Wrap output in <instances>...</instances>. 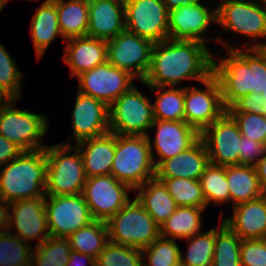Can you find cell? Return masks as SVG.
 I'll return each mask as SVG.
<instances>
[{"mask_svg": "<svg viewBox=\"0 0 266 266\" xmlns=\"http://www.w3.org/2000/svg\"><path fill=\"white\" fill-rule=\"evenodd\" d=\"M213 56L202 42L168 38L153 45L150 68L142 82L172 87L185 80L200 83L213 74Z\"/></svg>", "mask_w": 266, "mask_h": 266, "instance_id": "6da1fadb", "label": "cell"}, {"mask_svg": "<svg viewBox=\"0 0 266 266\" xmlns=\"http://www.w3.org/2000/svg\"><path fill=\"white\" fill-rule=\"evenodd\" d=\"M211 39L222 44L226 51L225 57L213 56V74L219 80L225 108L247 94H263L266 91V48L237 47L222 37Z\"/></svg>", "mask_w": 266, "mask_h": 266, "instance_id": "7a4b0ae2", "label": "cell"}, {"mask_svg": "<svg viewBox=\"0 0 266 266\" xmlns=\"http://www.w3.org/2000/svg\"><path fill=\"white\" fill-rule=\"evenodd\" d=\"M47 157L45 148L22 151L0 168V198L15 201L45 197Z\"/></svg>", "mask_w": 266, "mask_h": 266, "instance_id": "3957f363", "label": "cell"}, {"mask_svg": "<svg viewBox=\"0 0 266 266\" xmlns=\"http://www.w3.org/2000/svg\"><path fill=\"white\" fill-rule=\"evenodd\" d=\"M45 194L48 196L77 195L83 192L86 175L80 151L75 145H47Z\"/></svg>", "mask_w": 266, "mask_h": 266, "instance_id": "277c9868", "label": "cell"}, {"mask_svg": "<svg viewBox=\"0 0 266 266\" xmlns=\"http://www.w3.org/2000/svg\"><path fill=\"white\" fill-rule=\"evenodd\" d=\"M216 20L225 32L230 31L250 40V44L246 41L242 45L243 48H266V40H262L266 39V4L256 0H219Z\"/></svg>", "mask_w": 266, "mask_h": 266, "instance_id": "5b68a950", "label": "cell"}, {"mask_svg": "<svg viewBox=\"0 0 266 266\" xmlns=\"http://www.w3.org/2000/svg\"><path fill=\"white\" fill-rule=\"evenodd\" d=\"M111 175L133 191L155 177L147 136L115 134V155Z\"/></svg>", "mask_w": 266, "mask_h": 266, "instance_id": "8992f818", "label": "cell"}, {"mask_svg": "<svg viewBox=\"0 0 266 266\" xmlns=\"http://www.w3.org/2000/svg\"><path fill=\"white\" fill-rule=\"evenodd\" d=\"M106 223L109 241L113 243L143 250L160 237V226L136 198L130 199Z\"/></svg>", "mask_w": 266, "mask_h": 266, "instance_id": "52a82bcc", "label": "cell"}, {"mask_svg": "<svg viewBox=\"0 0 266 266\" xmlns=\"http://www.w3.org/2000/svg\"><path fill=\"white\" fill-rule=\"evenodd\" d=\"M18 99H11L0 106V135L14 142L22 151L46 148L43 138L49 128L47 116L17 109Z\"/></svg>", "mask_w": 266, "mask_h": 266, "instance_id": "ba28073f", "label": "cell"}, {"mask_svg": "<svg viewBox=\"0 0 266 266\" xmlns=\"http://www.w3.org/2000/svg\"><path fill=\"white\" fill-rule=\"evenodd\" d=\"M136 84L109 106V129L117 135L147 136L155 121L152 101Z\"/></svg>", "mask_w": 266, "mask_h": 266, "instance_id": "9c48e42d", "label": "cell"}, {"mask_svg": "<svg viewBox=\"0 0 266 266\" xmlns=\"http://www.w3.org/2000/svg\"><path fill=\"white\" fill-rule=\"evenodd\" d=\"M200 85L203 88L196 84L186 85L184 96V121L199 133L227 111L219 80L214 74L201 81Z\"/></svg>", "mask_w": 266, "mask_h": 266, "instance_id": "30bf717a", "label": "cell"}, {"mask_svg": "<svg viewBox=\"0 0 266 266\" xmlns=\"http://www.w3.org/2000/svg\"><path fill=\"white\" fill-rule=\"evenodd\" d=\"M133 190L113 175H99L86 179L82 195L94 220L107 222L131 198Z\"/></svg>", "mask_w": 266, "mask_h": 266, "instance_id": "8fae6325", "label": "cell"}, {"mask_svg": "<svg viewBox=\"0 0 266 266\" xmlns=\"http://www.w3.org/2000/svg\"><path fill=\"white\" fill-rule=\"evenodd\" d=\"M153 45L151 41L125 29L107 41V61L142 82L150 68Z\"/></svg>", "mask_w": 266, "mask_h": 266, "instance_id": "7c38bea8", "label": "cell"}, {"mask_svg": "<svg viewBox=\"0 0 266 266\" xmlns=\"http://www.w3.org/2000/svg\"><path fill=\"white\" fill-rule=\"evenodd\" d=\"M125 28L152 43L169 38L168 16L163 0H124Z\"/></svg>", "mask_w": 266, "mask_h": 266, "instance_id": "4fadbf2b", "label": "cell"}, {"mask_svg": "<svg viewBox=\"0 0 266 266\" xmlns=\"http://www.w3.org/2000/svg\"><path fill=\"white\" fill-rule=\"evenodd\" d=\"M45 210L51 237L67 238L94 221L84 196H45Z\"/></svg>", "mask_w": 266, "mask_h": 266, "instance_id": "5bb4252c", "label": "cell"}, {"mask_svg": "<svg viewBox=\"0 0 266 266\" xmlns=\"http://www.w3.org/2000/svg\"><path fill=\"white\" fill-rule=\"evenodd\" d=\"M77 91L110 106L137 81L129 72L118 69L108 61L77 76Z\"/></svg>", "mask_w": 266, "mask_h": 266, "instance_id": "9a60e30c", "label": "cell"}, {"mask_svg": "<svg viewBox=\"0 0 266 266\" xmlns=\"http://www.w3.org/2000/svg\"><path fill=\"white\" fill-rule=\"evenodd\" d=\"M241 133L237 122L226 111L200 133L211 164L239 165Z\"/></svg>", "mask_w": 266, "mask_h": 266, "instance_id": "2e32d148", "label": "cell"}, {"mask_svg": "<svg viewBox=\"0 0 266 266\" xmlns=\"http://www.w3.org/2000/svg\"><path fill=\"white\" fill-rule=\"evenodd\" d=\"M205 0L194 4L181 5L169 11V39L197 41L207 45L206 33L213 24H217L216 6L213 9L206 5Z\"/></svg>", "mask_w": 266, "mask_h": 266, "instance_id": "e0dca14e", "label": "cell"}, {"mask_svg": "<svg viewBox=\"0 0 266 266\" xmlns=\"http://www.w3.org/2000/svg\"><path fill=\"white\" fill-rule=\"evenodd\" d=\"M152 129L155 130L153 139L150 135ZM147 138L152 161L156 168L162 161L175 157L194 145L200 139V133L185 121L155 119Z\"/></svg>", "mask_w": 266, "mask_h": 266, "instance_id": "ac0fdd59", "label": "cell"}, {"mask_svg": "<svg viewBox=\"0 0 266 266\" xmlns=\"http://www.w3.org/2000/svg\"><path fill=\"white\" fill-rule=\"evenodd\" d=\"M71 116L73 135L60 143L75 145L80 141L99 137L110 132L109 106L101 100L77 91ZM71 141L73 143H70Z\"/></svg>", "mask_w": 266, "mask_h": 266, "instance_id": "d6986e66", "label": "cell"}, {"mask_svg": "<svg viewBox=\"0 0 266 266\" xmlns=\"http://www.w3.org/2000/svg\"><path fill=\"white\" fill-rule=\"evenodd\" d=\"M8 230L29 244L35 239H37L36 246L45 241L50 236L45 197L23 199L10 203Z\"/></svg>", "mask_w": 266, "mask_h": 266, "instance_id": "ffe728a7", "label": "cell"}, {"mask_svg": "<svg viewBox=\"0 0 266 266\" xmlns=\"http://www.w3.org/2000/svg\"><path fill=\"white\" fill-rule=\"evenodd\" d=\"M220 219L242 240L266 237V195L232 207V215Z\"/></svg>", "mask_w": 266, "mask_h": 266, "instance_id": "44dd1931", "label": "cell"}, {"mask_svg": "<svg viewBox=\"0 0 266 266\" xmlns=\"http://www.w3.org/2000/svg\"><path fill=\"white\" fill-rule=\"evenodd\" d=\"M63 62L70 69L71 79L107 61V41L89 36L65 40Z\"/></svg>", "mask_w": 266, "mask_h": 266, "instance_id": "7402d4cb", "label": "cell"}, {"mask_svg": "<svg viewBox=\"0 0 266 266\" xmlns=\"http://www.w3.org/2000/svg\"><path fill=\"white\" fill-rule=\"evenodd\" d=\"M125 29L124 0H89L87 36L108 41Z\"/></svg>", "mask_w": 266, "mask_h": 266, "instance_id": "603a6c76", "label": "cell"}, {"mask_svg": "<svg viewBox=\"0 0 266 266\" xmlns=\"http://www.w3.org/2000/svg\"><path fill=\"white\" fill-rule=\"evenodd\" d=\"M209 164L206 147L203 141L199 139L187 150L162 161L155 168V177L199 180Z\"/></svg>", "mask_w": 266, "mask_h": 266, "instance_id": "cb8c5ba5", "label": "cell"}, {"mask_svg": "<svg viewBox=\"0 0 266 266\" xmlns=\"http://www.w3.org/2000/svg\"><path fill=\"white\" fill-rule=\"evenodd\" d=\"M82 157L87 178L111 174L115 155V134L108 132L75 144Z\"/></svg>", "mask_w": 266, "mask_h": 266, "instance_id": "d4e9b609", "label": "cell"}, {"mask_svg": "<svg viewBox=\"0 0 266 266\" xmlns=\"http://www.w3.org/2000/svg\"><path fill=\"white\" fill-rule=\"evenodd\" d=\"M134 192L135 198L159 226L166 221L178 207L167 191L164 183L156 177L148 180L142 186L137 187Z\"/></svg>", "mask_w": 266, "mask_h": 266, "instance_id": "484cf974", "label": "cell"}, {"mask_svg": "<svg viewBox=\"0 0 266 266\" xmlns=\"http://www.w3.org/2000/svg\"><path fill=\"white\" fill-rule=\"evenodd\" d=\"M30 27L35 54L39 61L56 38L63 39L60 33L56 4L53 1L43 2L36 8Z\"/></svg>", "mask_w": 266, "mask_h": 266, "instance_id": "4316f807", "label": "cell"}, {"mask_svg": "<svg viewBox=\"0 0 266 266\" xmlns=\"http://www.w3.org/2000/svg\"><path fill=\"white\" fill-rule=\"evenodd\" d=\"M56 4L60 33L65 40L87 36L89 0H52Z\"/></svg>", "mask_w": 266, "mask_h": 266, "instance_id": "83f0119b", "label": "cell"}, {"mask_svg": "<svg viewBox=\"0 0 266 266\" xmlns=\"http://www.w3.org/2000/svg\"><path fill=\"white\" fill-rule=\"evenodd\" d=\"M226 179L229 186L231 207L264 195L255 166H226Z\"/></svg>", "mask_w": 266, "mask_h": 266, "instance_id": "f1b7e54d", "label": "cell"}, {"mask_svg": "<svg viewBox=\"0 0 266 266\" xmlns=\"http://www.w3.org/2000/svg\"><path fill=\"white\" fill-rule=\"evenodd\" d=\"M207 209L181 206L160 225V236L173 240H185L202 230V215Z\"/></svg>", "mask_w": 266, "mask_h": 266, "instance_id": "f546056e", "label": "cell"}, {"mask_svg": "<svg viewBox=\"0 0 266 266\" xmlns=\"http://www.w3.org/2000/svg\"><path fill=\"white\" fill-rule=\"evenodd\" d=\"M154 93L155 99L152 101L154 118L167 121H184V87L172 86H147Z\"/></svg>", "mask_w": 266, "mask_h": 266, "instance_id": "4dcf8cb0", "label": "cell"}, {"mask_svg": "<svg viewBox=\"0 0 266 266\" xmlns=\"http://www.w3.org/2000/svg\"><path fill=\"white\" fill-rule=\"evenodd\" d=\"M71 250L97 259L109 241L108 227L105 221L94 220L67 237Z\"/></svg>", "mask_w": 266, "mask_h": 266, "instance_id": "1f68e13d", "label": "cell"}, {"mask_svg": "<svg viewBox=\"0 0 266 266\" xmlns=\"http://www.w3.org/2000/svg\"><path fill=\"white\" fill-rule=\"evenodd\" d=\"M215 227V244L212 266H241V238L220 218Z\"/></svg>", "mask_w": 266, "mask_h": 266, "instance_id": "d6a6232c", "label": "cell"}, {"mask_svg": "<svg viewBox=\"0 0 266 266\" xmlns=\"http://www.w3.org/2000/svg\"><path fill=\"white\" fill-rule=\"evenodd\" d=\"M187 247L180 250L181 266H212L215 244V227L185 239Z\"/></svg>", "mask_w": 266, "mask_h": 266, "instance_id": "836d02e7", "label": "cell"}, {"mask_svg": "<svg viewBox=\"0 0 266 266\" xmlns=\"http://www.w3.org/2000/svg\"><path fill=\"white\" fill-rule=\"evenodd\" d=\"M207 208L210 203L221 206L230 204V192L226 179V166L209 164L199 178Z\"/></svg>", "mask_w": 266, "mask_h": 266, "instance_id": "e575fe53", "label": "cell"}, {"mask_svg": "<svg viewBox=\"0 0 266 266\" xmlns=\"http://www.w3.org/2000/svg\"><path fill=\"white\" fill-rule=\"evenodd\" d=\"M162 181L178 207L207 209L199 180L187 178H157Z\"/></svg>", "mask_w": 266, "mask_h": 266, "instance_id": "d590c367", "label": "cell"}, {"mask_svg": "<svg viewBox=\"0 0 266 266\" xmlns=\"http://www.w3.org/2000/svg\"><path fill=\"white\" fill-rule=\"evenodd\" d=\"M71 246L67 238L49 236L32 250L34 266H65L68 263Z\"/></svg>", "mask_w": 266, "mask_h": 266, "instance_id": "8d00e7d4", "label": "cell"}, {"mask_svg": "<svg viewBox=\"0 0 266 266\" xmlns=\"http://www.w3.org/2000/svg\"><path fill=\"white\" fill-rule=\"evenodd\" d=\"M170 238L159 237L142 250L143 266H181L180 246Z\"/></svg>", "mask_w": 266, "mask_h": 266, "instance_id": "74e56055", "label": "cell"}, {"mask_svg": "<svg viewBox=\"0 0 266 266\" xmlns=\"http://www.w3.org/2000/svg\"><path fill=\"white\" fill-rule=\"evenodd\" d=\"M32 245L11 231L0 233V266H21L32 261Z\"/></svg>", "mask_w": 266, "mask_h": 266, "instance_id": "f35d334b", "label": "cell"}, {"mask_svg": "<svg viewBox=\"0 0 266 266\" xmlns=\"http://www.w3.org/2000/svg\"><path fill=\"white\" fill-rule=\"evenodd\" d=\"M96 266H143L142 250L108 241L96 259Z\"/></svg>", "mask_w": 266, "mask_h": 266, "instance_id": "ab89813d", "label": "cell"}, {"mask_svg": "<svg viewBox=\"0 0 266 266\" xmlns=\"http://www.w3.org/2000/svg\"><path fill=\"white\" fill-rule=\"evenodd\" d=\"M0 42V87L12 98L22 99L23 72Z\"/></svg>", "mask_w": 266, "mask_h": 266, "instance_id": "60d3db41", "label": "cell"}, {"mask_svg": "<svg viewBox=\"0 0 266 266\" xmlns=\"http://www.w3.org/2000/svg\"><path fill=\"white\" fill-rule=\"evenodd\" d=\"M237 122L242 136L266 144V117L256 113L228 112Z\"/></svg>", "mask_w": 266, "mask_h": 266, "instance_id": "b9f144b4", "label": "cell"}, {"mask_svg": "<svg viewBox=\"0 0 266 266\" xmlns=\"http://www.w3.org/2000/svg\"><path fill=\"white\" fill-rule=\"evenodd\" d=\"M241 266H266L265 239H243L240 249Z\"/></svg>", "mask_w": 266, "mask_h": 266, "instance_id": "7bdbcfd3", "label": "cell"}, {"mask_svg": "<svg viewBox=\"0 0 266 266\" xmlns=\"http://www.w3.org/2000/svg\"><path fill=\"white\" fill-rule=\"evenodd\" d=\"M266 154V144L241 136L239 165L255 166Z\"/></svg>", "mask_w": 266, "mask_h": 266, "instance_id": "ee69618b", "label": "cell"}, {"mask_svg": "<svg viewBox=\"0 0 266 266\" xmlns=\"http://www.w3.org/2000/svg\"><path fill=\"white\" fill-rule=\"evenodd\" d=\"M265 103L266 99L262 97V94L251 93L237 99L227 108V112H245L260 115V109Z\"/></svg>", "mask_w": 266, "mask_h": 266, "instance_id": "f6af8a7d", "label": "cell"}, {"mask_svg": "<svg viewBox=\"0 0 266 266\" xmlns=\"http://www.w3.org/2000/svg\"><path fill=\"white\" fill-rule=\"evenodd\" d=\"M22 150L12 141L0 135V168L15 159Z\"/></svg>", "mask_w": 266, "mask_h": 266, "instance_id": "bcb514c9", "label": "cell"}, {"mask_svg": "<svg viewBox=\"0 0 266 266\" xmlns=\"http://www.w3.org/2000/svg\"><path fill=\"white\" fill-rule=\"evenodd\" d=\"M96 266V259L83 253L70 252L68 263L65 266Z\"/></svg>", "mask_w": 266, "mask_h": 266, "instance_id": "7dc6e473", "label": "cell"}, {"mask_svg": "<svg viewBox=\"0 0 266 266\" xmlns=\"http://www.w3.org/2000/svg\"><path fill=\"white\" fill-rule=\"evenodd\" d=\"M9 228V204L0 198V233H4Z\"/></svg>", "mask_w": 266, "mask_h": 266, "instance_id": "c3c4849f", "label": "cell"}, {"mask_svg": "<svg viewBox=\"0 0 266 266\" xmlns=\"http://www.w3.org/2000/svg\"><path fill=\"white\" fill-rule=\"evenodd\" d=\"M259 182L263 193L266 195V154L264 157L255 165Z\"/></svg>", "mask_w": 266, "mask_h": 266, "instance_id": "681fc988", "label": "cell"}, {"mask_svg": "<svg viewBox=\"0 0 266 266\" xmlns=\"http://www.w3.org/2000/svg\"><path fill=\"white\" fill-rule=\"evenodd\" d=\"M199 1L200 0H163V2L166 4L168 11H170L172 9H176L181 5L194 4V3H197Z\"/></svg>", "mask_w": 266, "mask_h": 266, "instance_id": "f907efd6", "label": "cell"}, {"mask_svg": "<svg viewBox=\"0 0 266 266\" xmlns=\"http://www.w3.org/2000/svg\"><path fill=\"white\" fill-rule=\"evenodd\" d=\"M12 98L0 87V106L7 104Z\"/></svg>", "mask_w": 266, "mask_h": 266, "instance_id": "816d5d0a", "label": "cell"}, {"mask_svg": "<svg viewBox=\"0 0 266 266\" xmlns=\"http://www.w3.org/2000/svg\"><path fill=\"white\" fill-rule=\"evenodd\" d=\"M262 97L266 99V91L262 94ZM260 115H263L266 117V103L262 105L260 109Z\"/></svg>", "mask_w": 266, "mask_h": 266, "instance_id": "f5cc1de1", "label": "cell"}, {"mask_svg": "<svg viewBox=\"0 0 266 266\" xmlns=\"http://www.w3.org/2000/svg\"><path fill=\"white\" fill-rule=\"evenodd\" d=\"M10 0H0V12L3 10V8L9 3Z\"/></svg>", "mask_w": 266, "mask_h": 266, "instance_id": "db71d44e", "label": "cell"}, {"mask_svg": "<svg viewBox=\"0 0 266 266\" xmlns=\"http://www.w3.org/2000/svg\"><path fill=\"white\" fill-rule=\"evenodd\" d=\"M21 266H34V265H33V262L31 261L30 263L24 264V265H21Z\"/></svg>", "mask_w": 266, "mask_h": 266, "instance_id": "11a10c76", "label": "cell"}, {"mask_svg": "<svg viewBox=\"0 0 266 266\" xmlns=\"http://www.w3.org/2000/svg\"><path fill=\"white\" fill-rule=\"evenodd\" d=\"M257 2L266 4V0H257Z\"/></svg>", "mask_w": 266, "mask_h": 266, "instance_id": "9f6ffc18", "label": "cell"}, {"mask_svg": "<svg viewBox=\"0 0 266 266\" xmlns=\"http://www.w3.org/2000/svg\"><path fill=\"white\" fill-rule=\"evenodd\" d=\"M29 1H40V0H29ZM49 1H52V0H44V2H49Z\"/></svg>", "mask_w": 266, "mask_h": 266, "instance_id": "6f0895ef", "label": "cell"}]
</instances>
